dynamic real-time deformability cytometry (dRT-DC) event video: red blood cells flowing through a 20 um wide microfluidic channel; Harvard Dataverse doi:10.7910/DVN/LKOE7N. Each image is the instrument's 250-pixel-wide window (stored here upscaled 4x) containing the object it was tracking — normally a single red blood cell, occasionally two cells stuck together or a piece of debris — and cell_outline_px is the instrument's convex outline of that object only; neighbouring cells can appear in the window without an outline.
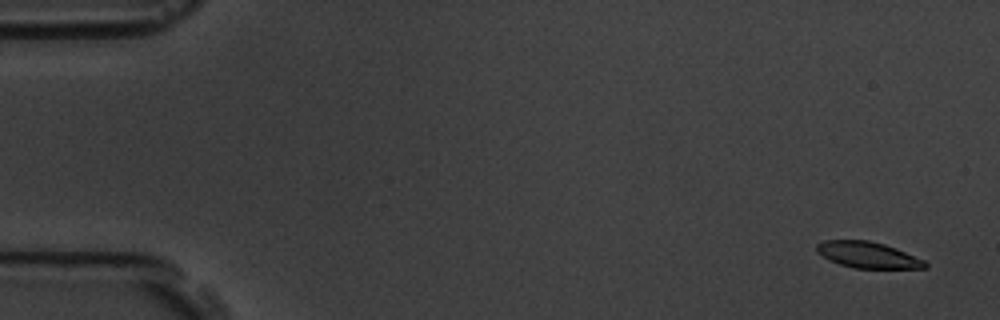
{"species": "common noctule bat (a hibernating species)", "species_latin": "Nyctalus noctula", "temperature_condition": "room temperature", "stored_images_in_passage": 58, "camera_frame_rate_fps": 3000, "um_per_image_px": 0.085, "animal": {"sex": "male", "body_mass_g": 19.5, "forearm_length_mm": 54.6}, "frame": {"image": 1, "passage_image": 3, "time_ms": 0.667, "image_size_px": [1000, 320], "cell_outline_px": [[928, 268], [856, 268], [840, 264], [828, 260], [816, 252], [816, 244], [824, 240], [868, 240], [884, 244], [896, 248], [924, 260], [928, 264]], "centroid_in_image_um": [73.74, 21.66], "position_along_channel_um": 11.3, "area_um2": 16.53}}
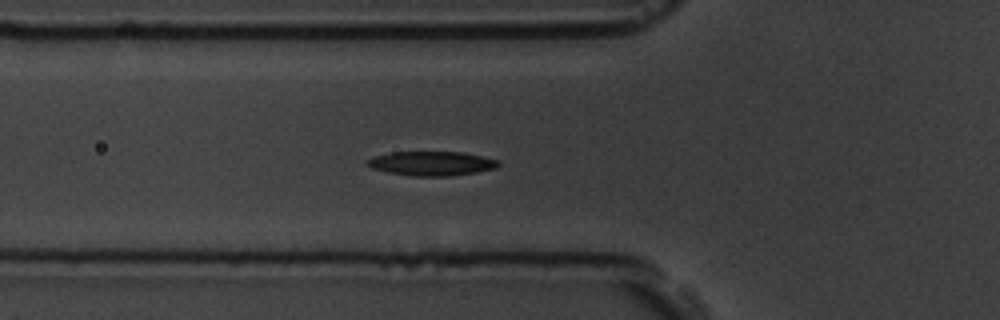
{"frame": {"image": 2, "passage_image": 21, "time_ms": 6.667, "image_size_px": [1000, 320], "cell_outline_px": [[500, 164], [496, 168], [476, 172], [452, 176], [408, 176], [388, 172], [372, 168], [364, 164], [372, 156], [392, 152], [464, 152], [496, 160]], "centroid_in_image_um": [36.64, 13.9], "position_along_channel_um": 89.2, "area_um2": 18.55}}
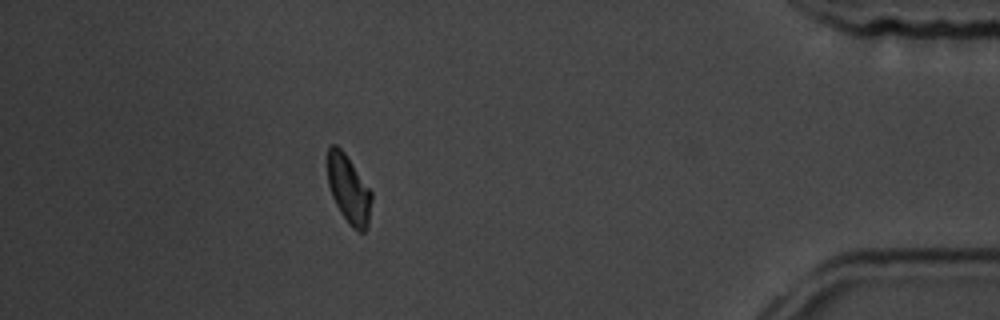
{"frame": {"image": 3, "passage_image": 52, "time_ms": 17.0, "image_size_px": [1000, 320], "cell_outline_px": [[372, 200], [368, 224], [364, 232], [360, 232], [352, 228], [348, 224], [340, 212], [332, 196], [328, 184], [328, 148], [332, 144], [336, 144], [344, 152], [372, 192]], "centroid_in_image_um": [29.64, 16.11], "position_along_channel_um": 405.6, "area_um2": 17.4}, "authors_computed_cell_mechanics": {"area_um2": 18.207, "velocity_mm_per_s": 3.5351, "shape_relaxation_time_tau1_ms": 3.1686, "shape_relaxation_time_tau2_ms": null, "deformation_change_tau1": 0.1143, "deformation_change_tau2": null}}